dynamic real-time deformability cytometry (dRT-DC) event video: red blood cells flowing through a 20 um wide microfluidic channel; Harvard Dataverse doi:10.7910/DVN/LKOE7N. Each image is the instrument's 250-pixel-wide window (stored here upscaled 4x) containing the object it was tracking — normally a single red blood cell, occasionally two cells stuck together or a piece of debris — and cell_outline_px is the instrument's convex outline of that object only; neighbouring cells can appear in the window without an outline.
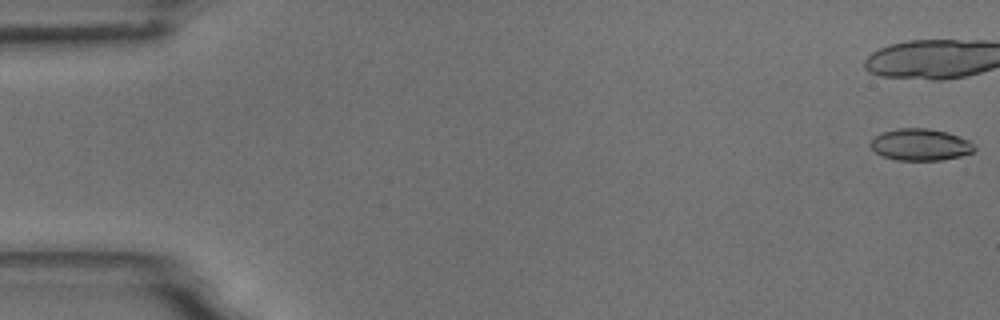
{"species": "common noctule bat (a hibernating species)", "species_latin": "Nyctalus noctula", "temperature_condition": "room temperature", "stored_images_in_passage": 5, "camera_frame_rate_fps": 3000, "um_per_image_px": 0.085, "animal": {"sex": "male", "body_mass_g": 18.8}, "frame": {"image": 1, "passage_image": 1, "time_ms": 0.0, "image_size_px": [1000, 320], "cell_outline_px": [[976, 148], [972, 152], [960, 156], [940, 160], [896, 160], [884, 156], [876, 152], [868, 144], [876, 136], [884, 132], [900, 128], [928, 128], [948, 132], [968, 140]], "centroid_in_image_um": [78.24, 12.29], "position_along_channel_um": 6.8, "area_um2": 19.02}}